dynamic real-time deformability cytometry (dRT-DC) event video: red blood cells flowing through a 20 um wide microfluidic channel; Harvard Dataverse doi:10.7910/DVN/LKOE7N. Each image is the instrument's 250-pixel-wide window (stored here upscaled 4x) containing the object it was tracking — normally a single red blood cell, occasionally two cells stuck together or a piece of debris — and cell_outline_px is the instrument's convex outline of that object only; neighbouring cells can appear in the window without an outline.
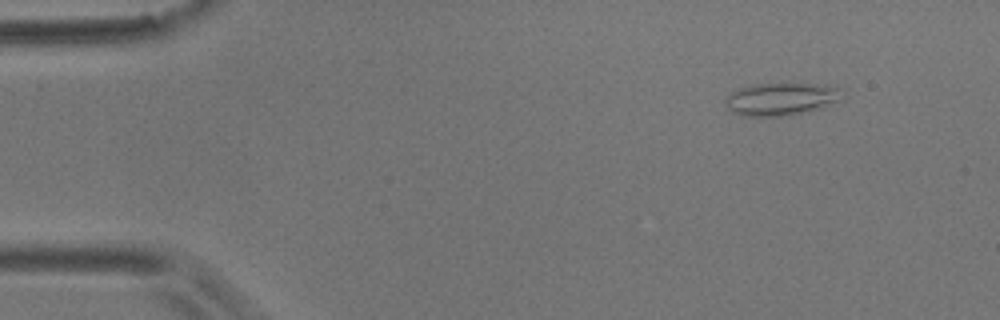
{"species": "common noctule bat (a hibernating species)", "species_latin": "Nyctalus noctula", "temperature_condition": "room temperature", "stored_images_in_passage": 3, "camera_frame_rate_fps": 3000, "um_per_image_px": 0.085, "animal": {"sex": "male", "body_mass_g": 17.9}, "frame": {"image": 1, "passage_image": 1, "time_ms": 0.0, "image_size_px": [1000, 320], "cell_outline_px": [[836, 100], [820, 108], [808, 112], [788, 116], [744, 116], [732, 112], [724, 104], [724, 100], [732, 92], [740, 88], [756, 84], [832, 84], [836, 88]], "centroid_in_image_um": [66.29, 8.43], "position_along_channel_um": 18.7, "area_um2": 21.73}}